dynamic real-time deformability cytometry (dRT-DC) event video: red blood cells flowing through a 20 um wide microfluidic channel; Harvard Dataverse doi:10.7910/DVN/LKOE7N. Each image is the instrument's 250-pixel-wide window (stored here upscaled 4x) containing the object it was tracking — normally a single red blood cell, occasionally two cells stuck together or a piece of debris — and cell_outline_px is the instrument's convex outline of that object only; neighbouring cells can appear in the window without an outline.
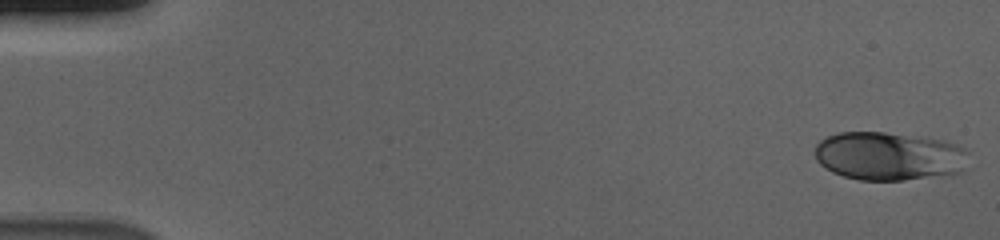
{"species": "human", "species_latin": "Homo sapiens", "temperature_condition": "cold", "stored_images_in_passage": 55, "camera_frame_rate_fps": 3000, "um_per_image_px": 0.085, "donor": {"sex": "male"}, "frame": {"image": 1, "passage_image": 1, "time_ms": 0.0, "image_size_px": [1000, 240], "cell_outline_px": [[968, 152], [964, 172], [904, 180], [860, 180], [844, 176], [832, 172], [824, 168], [816, 160], [812, 152], [816, 144], [820, 140], [828, 136], [840, 132], [884, 132], [944, 140], [956, 144], [964, 148]], "centroid_in_image_um": [75.53, 13.27], "position_along_channel_um": 9.5, "area_um2": 43.7}}
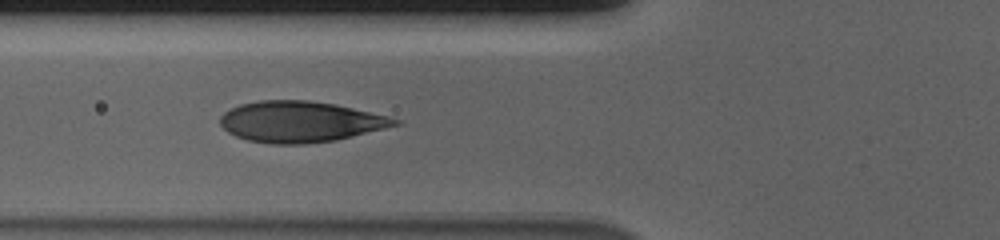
{"frame": {"image": 2, "passage_image": 21, "time_ms": 6.667, "image_size_px": [1000, 240], "cell_outline_px": [[404, 120], [400, 124], [336, 140], [304, 144], [272, 144], [248, 140], [236, 136], [228, 132], [220, 124], [220, 116], [224, 112], [240, 104], [260, 100], [308, 100], [336, 104], [392, 116]], "centroid_in_image_um": [25.56, 10.34], "position_along_channel_um": 100.2, "area_um2": 41.85}}
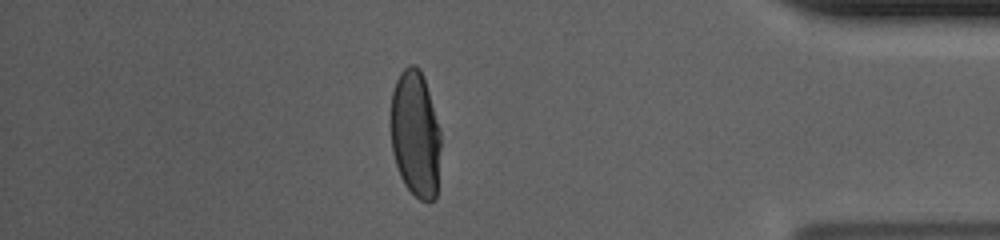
{"frame": {"image": 3, "passage_image": 48, "time_ms": 15.667, "image_size_px": [1000, 240], "cell_outline_px": [[440, 148], [436, 196], [428, 204], [420, 200], [404, 184], [400, 176], [392, 152], [392, 92], [396, 80], [400, 72], [408, 64], [416, 64], [420, 68], [424, 76], [440, 128]], "centroid_in_image_um": [35.32, 11.37], "position_along_channel_um": 399.9, "area_um2": 36.99}, "authors_computed_cell_mechanics": {"area_um2": 41.7894, "velocity_mm_per_s": 3.6797, "shape_relaxation_time_tau1_ms": 4.957, "shape_relaxation_time_tau2_ms": null, "deformation_change_tau1": 0.2086, "deformation_change_tau2": null}}